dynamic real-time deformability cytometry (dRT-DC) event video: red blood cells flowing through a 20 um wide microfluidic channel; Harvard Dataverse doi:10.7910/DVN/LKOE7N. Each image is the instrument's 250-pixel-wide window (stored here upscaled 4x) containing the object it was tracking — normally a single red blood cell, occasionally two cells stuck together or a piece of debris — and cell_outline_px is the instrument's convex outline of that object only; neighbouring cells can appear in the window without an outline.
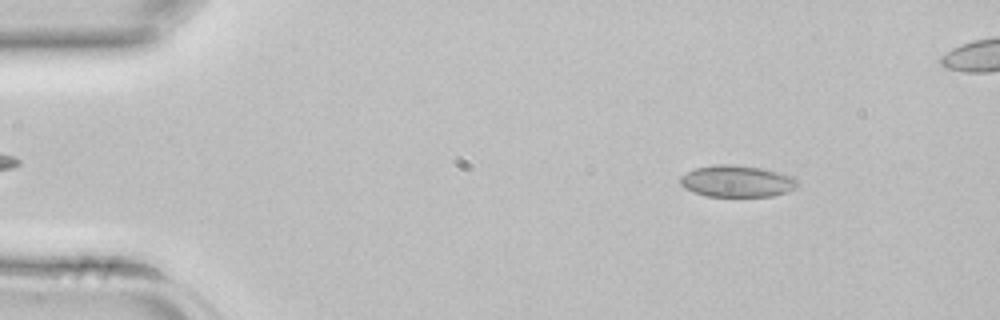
{"species": "common noctule bat (a hibernating species)", "species_latin": "Nyctalus noctula", "temperature_condition": "room temperature", "stored_images_in_passage": 43, "segment_of_instrument_passage": [1, 2], "camera_frame_rate_fps": 3000, "um_per_image_px": 0.085, "animal": {"sex": "female", "body_mass_g": 22.7, "forearm_length_mm": 54.2}, "frame": {"image": 1, "passage_image": 5, "time_ms": 1.333, "image_size_px": [1000, 320], "cell_outline_px": [[800, 184], [796, 188], [788, 192], [772, 196], [708, 196], [692, 192], [684, 188], [680, 184], [680, 176], [696, 168], [716, 164], [732, 164], [760, 168], [792, 176]], "centroid_in_image_um": [62.63, 15.41], "position_along_channel_um": 22.4, "area_um2": 21.62}}
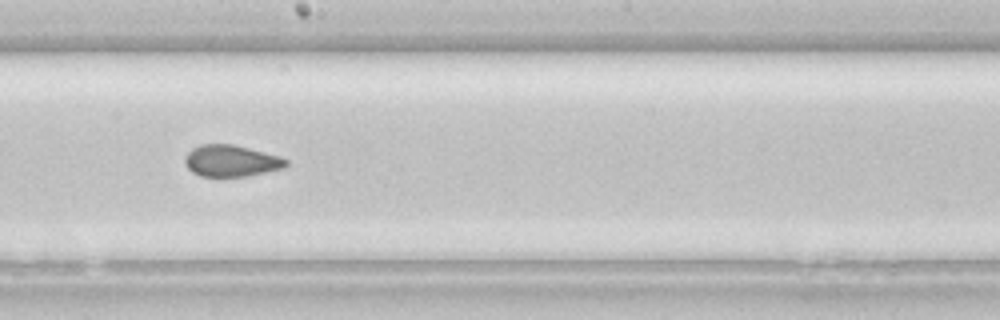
{"frame": {"image": 2, "passage_image": 23, "time_ms": 7.333, "image_size_px": [1000, 320], "cell_outline_px": [[288, 164], [284, 168], [244, 176], [200, 176], [192, 172], [184, 164], [184, 156], [192, 148], [200, 144], [232, 144], [280, 156], [288, 160]], "centroid_in_image_um": [19.61, 13.66], "position_along_channel_um": 228.6, "area_um2": 18.55}}
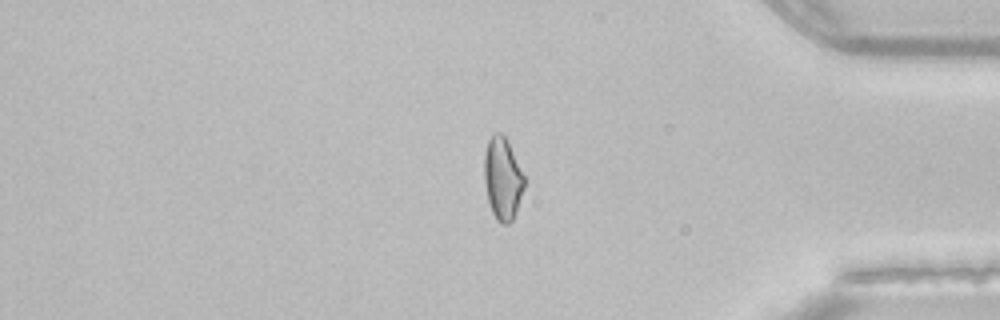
{"frame": {"image": 3, "passage_image": 35, "time_ms": 11.333, "image_size_px": [1000, 320], "cell_outline_px": [[524, 188], [516, 212], [512, 220], [508, 224], [500, 224], [496, 220], [492, 212], [488, 200], [484, 180], [484, 152], [488, 140], [492, 132], [500, 132], [508, 140], [524, 176]], "centroid_in_image_um": [42.71, 15.16], "position_along_channel_um": 392.5, "area_um2": 19.36}}